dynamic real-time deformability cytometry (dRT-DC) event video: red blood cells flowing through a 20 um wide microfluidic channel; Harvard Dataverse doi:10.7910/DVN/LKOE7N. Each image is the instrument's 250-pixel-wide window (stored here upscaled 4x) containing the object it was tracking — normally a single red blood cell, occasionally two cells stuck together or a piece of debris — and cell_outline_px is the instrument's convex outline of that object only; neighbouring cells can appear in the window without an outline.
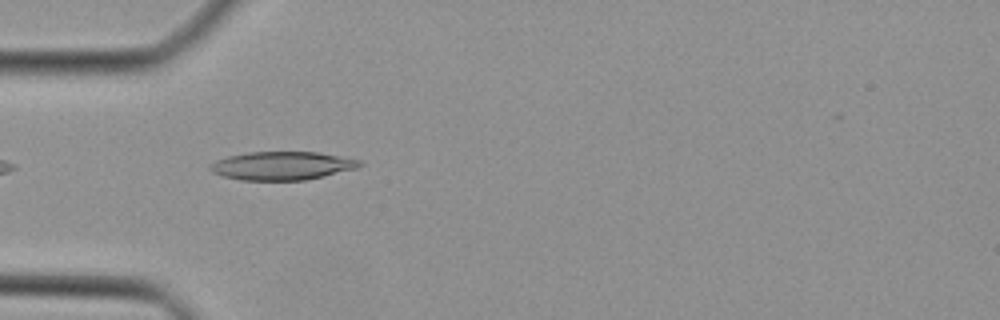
{"species": "Egyptian fruit bat (a non-hibernating species)", "species_latin": "Rousettus aegyptiacus", "temperature_condition": "cold", "stored_images_in_passage": 26, "camera_frame_rate_fps": 3000, "um_per_image_px": 0.085, "animal": {"sex": "female"}, "frame": {"image": 1, "passage_image": 1, "time_ms": 0.0, "image_size_px": [1000, 320], "cell_outline_px": [[364, 164], [356, 168], [324, 176], [304, 180], [240, 180], [224, 176], [212, 172], [208, 168], [208, 164], [216, 160], [228, 156], [248, 152], [316, 152], [360, 160]], "centroid_in_image_um": [23.93, 14.09], "position_along_channel_um": 61.1, "area_um2": 24.62}}
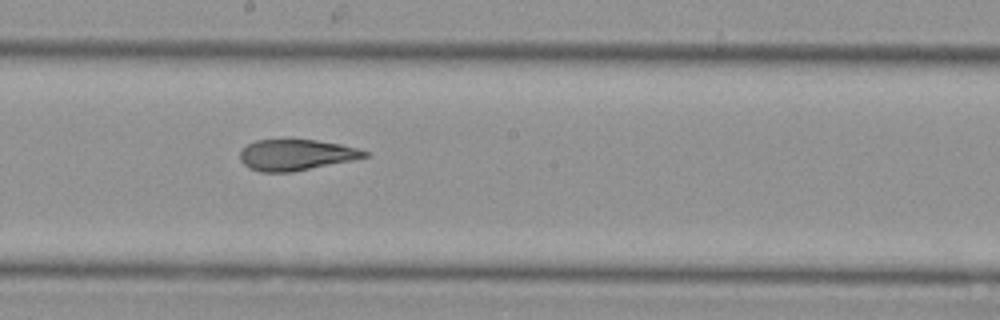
{"frame": {"image": 2, "passage_image": 12, "time_ms": 3.667, "image_size_px": [1000, 320], "cell_outline_px": [[368, 156], [352, 160], [292, 172], [260, 172], [248, 168], [240, 160], [240, 152], [248, 144], [256, 140], [316, 140], [340, 144], [356, 148], [368, 152]], "centroid_in_image_um": [25.14, 13.17], "position_along_channel_um": 223.1, "area_um2": 22.25}}
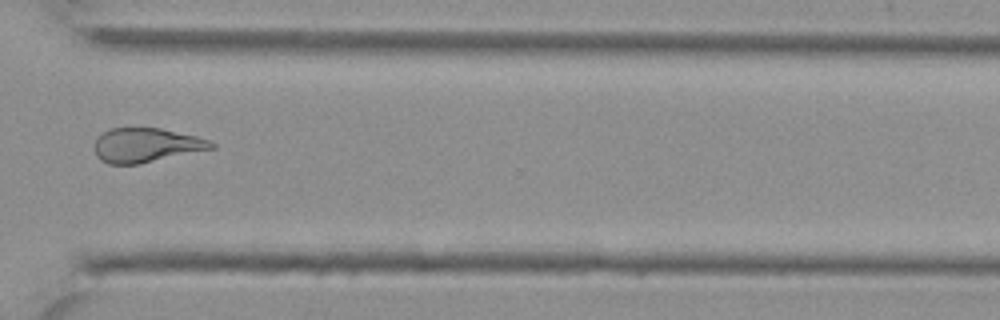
{"frame": {"image": 3, "passage_image": 21, "time_ms": 6.667, "image_size_px": [1000, 320], "cell_outline_px": [[216, 148], [140, 164], [108, 164], [100, 160], [96, 156], [96, 136], [112, 128], [160, 128], [196, 136], [212, 140], [216, 144]], "centroid_in_image_um": [12.46, 12.35], "position_along_channel_um": 358.1, "area_um2": 23.47}}